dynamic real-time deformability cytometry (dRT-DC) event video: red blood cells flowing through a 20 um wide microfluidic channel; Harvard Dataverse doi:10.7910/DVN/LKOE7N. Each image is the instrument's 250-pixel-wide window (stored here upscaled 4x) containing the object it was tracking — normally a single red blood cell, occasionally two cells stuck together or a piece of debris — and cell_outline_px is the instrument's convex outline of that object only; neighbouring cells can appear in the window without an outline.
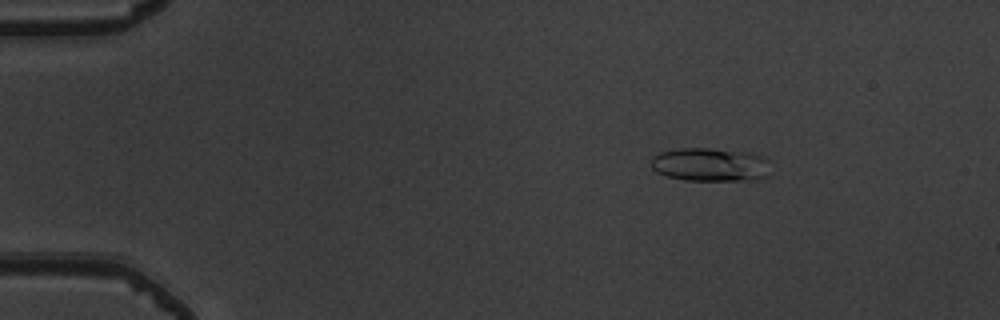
{"species": "common noctule bat (a hibernating species)", "species_latin": "Nyctalus noctula", "temperature_condition": "warm", "stored_images_in_passage": 12, "camera_frame_rate_fps": 3000, "um_per_image_px": 0.085, "animal": {"sex": "male", "body_mass_g": 19.5, "forearm_length_mm": 54.6}, "frame": {"image": 1, "passage_image": 3, "time_ms": 0.667, "image_size_px": [1000, 320], "cell_outline_px": [[768, 176], [760, 180], [684, 180], [668, 176], [656, 172], [652, 168], [652, 156], [660, 152], [680, 148], [708, 148], [748, 152], [760, 156], [768, 160]], "centroid_in_image_um": [60.37, 14.0], "position_along_channel_um": 24.6, "area_um2": 23.35}}